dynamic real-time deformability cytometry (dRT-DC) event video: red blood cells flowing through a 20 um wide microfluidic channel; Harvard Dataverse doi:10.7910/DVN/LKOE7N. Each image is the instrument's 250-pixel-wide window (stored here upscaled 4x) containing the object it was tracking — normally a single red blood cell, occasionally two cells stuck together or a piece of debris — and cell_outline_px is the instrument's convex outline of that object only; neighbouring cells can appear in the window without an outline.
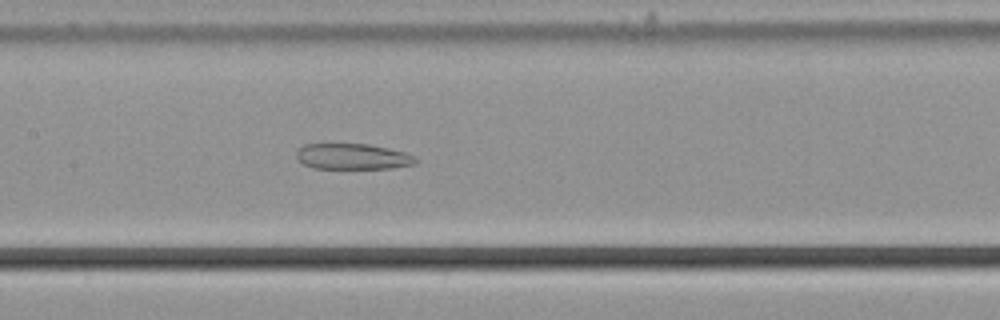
{"species": "common noctule bat (a hibernating species)", "species_latin": "Nyctalus noctula", "temperature_condition": "cold", "stored_images_in_passage": 50, "camera_frame_rate_fps": 3000, "um_per_image_px": 0.085, "animal": {"sex": "male", "body_mass_g": 21.5, "forearm_length_mm": 52.0}, "frame": {"image": 1, "passage_image": 21, "time_ms": 6.667, "image_size_px": [1000, 320], "cell_outline_px": [[416, 164], [392, 168], [312, 168], [304, 164], [296, 156], [296, 152], [304, 144], [368, 144], [388, 148], [404, 152], [416, 156]], "centroid_in_image_um": [29.99, 13.3], "position_along_channel_um": 177.4, "area_um2": 17.8}}
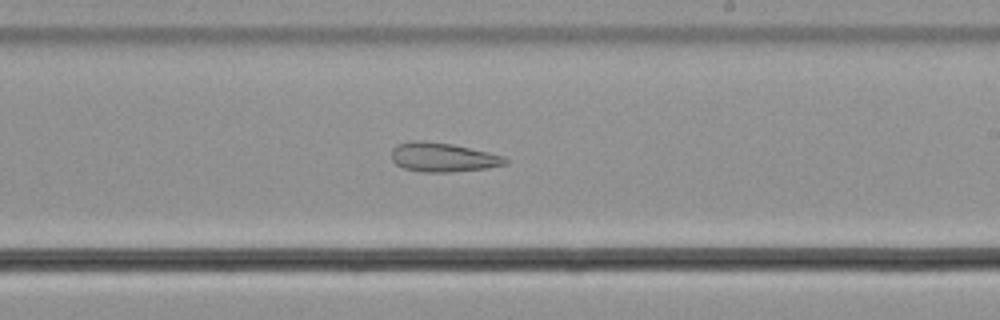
{"frame": {"image": 2, "passage_image": 27, "time_ms": 8.667, "image_size_px": [1000, 320], "cell_outline_px": [[508, 164], [488, 168], [448, 172], [424, 172], [404, 168], [396, 164], [392, 160], [392, 148], [396, 144], [412, 140], [420, 140], [452, 144], [488, 152], [504, 156], [508, 160]], "centroid_in_image_um": [37.64, 13.36], "position_along_channel_um": 251.4, "area_um2": 19.36}}
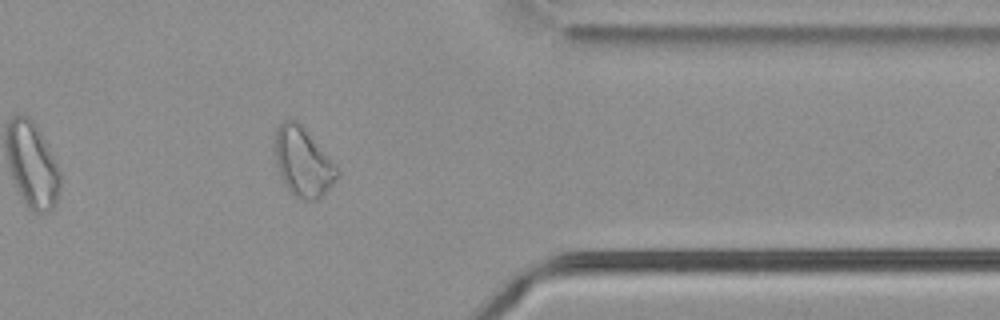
{"frame": {"image": 3, "passage_image": 39, "time_ms": 12.667, "image_size_px": [1000, 320], "cell_outline_px": [[340, 176], [316, 200], [304, 200], [296, 196], [288, 188], [276, 164], [272, 144], [276, 128], [284, 120], [296, 120], [300, 124], [340, 172]], "centroid_in_image_um": [25.7, 13.75], "position_along_channel_um": 385.7, "area_um2": 24.39}, "authors_computed_cell_mechanics": {"area_um2": 24.565, "velocity_mm_per_s": 3.7053, "shape_relaxation_time_tau1_ms": null, "shape_relaxation_time_tau2_ms": 10.2401, "deformation_change_tau1": null, "deformation_change_tau2": 0.215}}